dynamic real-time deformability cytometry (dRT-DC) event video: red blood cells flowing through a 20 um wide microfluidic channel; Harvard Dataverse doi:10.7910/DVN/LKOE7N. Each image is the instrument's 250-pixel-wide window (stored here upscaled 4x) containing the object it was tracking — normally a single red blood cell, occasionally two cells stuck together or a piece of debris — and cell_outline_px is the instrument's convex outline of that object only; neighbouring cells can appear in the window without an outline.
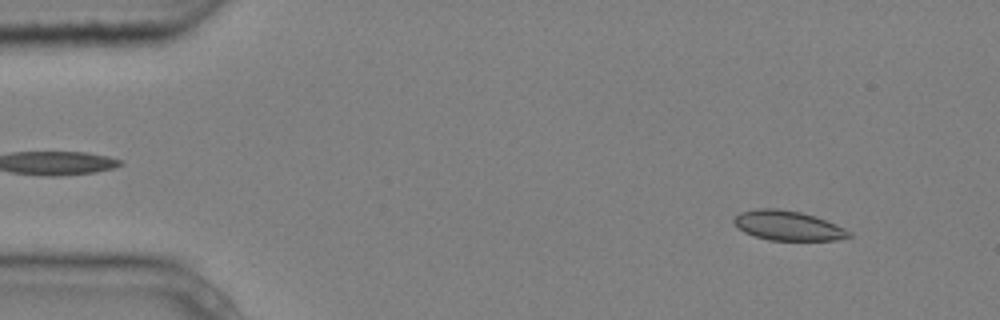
{"species": "common noctule bat (a hibernating species)", "species_latin": "Nyctalus noctula", "temperature_condition": "cold", "stored_images_in_passage": 5, "camera_frame_rate_fps": 3000, "um_per_image_px": 0.085, "animal": {"sex": "male", "body_mass_g": 20.4}, "frame": {"image": 1, "passage_image": 1, "time_ms": 0.0, "image_size_px": [1000, 320], "cell_outline_px": [[852, 236], [836, 240], [768, 240], [744, 232], [736, 228], [732, 220], [740, 212], [756, 208], [776, 208], [800, 212], [816, 216], [836, 224], [852, 232]], "centroid_in_image_um": [66.96, 19.17], "position_along_channel_um": 18.0, "area_um2": 20.0}}
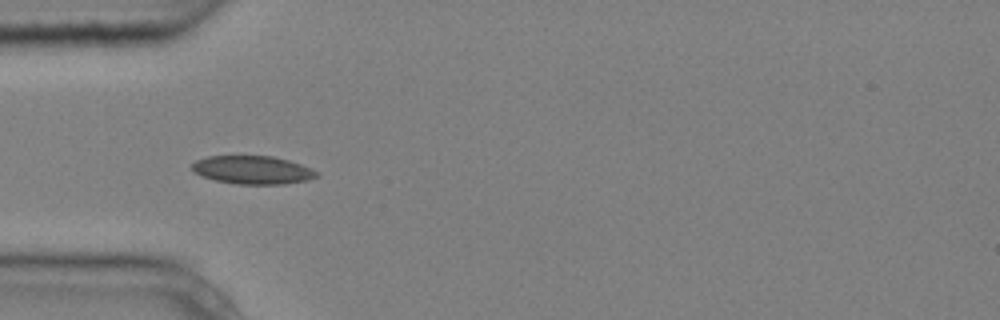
{"frame": {"image": 2, "passage_image": 4, "time_ms": 1.0, "image_size_px": [1000, 320], "cell_outline_px": [[320, 176], [308, 180], [284, 184], [236, 184], [216, 180], [200, 176], [192, 172], [192, 164], [196, 160], [208, 156], [272, 156], [288, 160], [312, 168], [320, 172]], "centroid_in_image_um": [21.49, 14.45], "position_along_channel_um": 63.5, "area_um2": 20.69}}
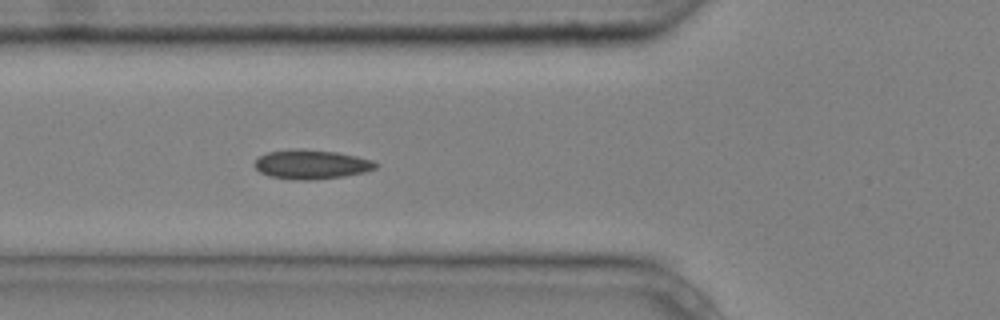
{"frame": {"image": 3, "passage_image": 5, "time_ms": 1.333, "image_size_px": [1000, 320], "cell_outline_px": [[380, 164], [376, 168], [364, 172], [344, 176], [308, 180], [296, 180], [272, 176], [260, 172], [252, 164], [260, 156], [268, 152], [292, 148], [300, 148], [336, 152], [356, 156], [372, 160]], "centroid_in_image_um": [26.47, 13.96], "position_along_channel_um": 99.3, "area_um2": 20.63}}